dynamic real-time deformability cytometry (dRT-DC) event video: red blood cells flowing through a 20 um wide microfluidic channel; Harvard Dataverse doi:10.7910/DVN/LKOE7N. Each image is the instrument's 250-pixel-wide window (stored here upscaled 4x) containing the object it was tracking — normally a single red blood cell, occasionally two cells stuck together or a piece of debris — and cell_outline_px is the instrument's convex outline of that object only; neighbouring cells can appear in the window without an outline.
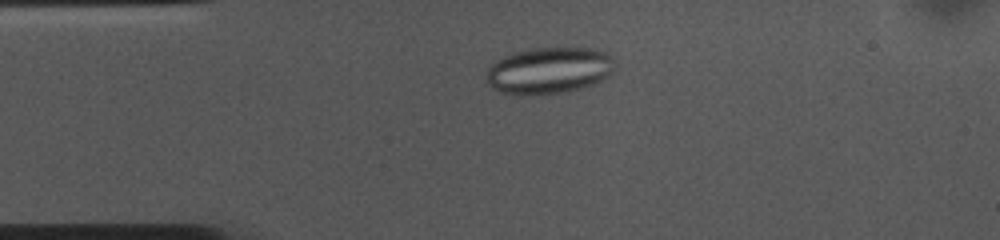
{"species": "common noctule bat (a hibernating species)", "species_latin": "Nyctalus noctula", "temperature_condition": "cold", "stored_images_in_passage": 36, "camera_frame_rate_fps": 3000, "um_per_image_px": 0.085, "animal": {"sex": "female", "body_mass_g": 10.0, "forearm_length_mm": 53.1}, "frame": {"image": 1, "passage_image": 9, "time_ms": 2.667, "image_size_px": [1000, 240], "cell_outline_px": [[616, 72], [596, 84], [568, 92], [500, 92], [492, 88], [488, 84], [488, 68], [496, 60], [512, 52], [532, 48], [596, 48], [608, 52], [616, 60]], "centroid_in_image_um": [46.8, 5.94], "position_along_channel_um": 38.2, "area_um2": 34.8}}
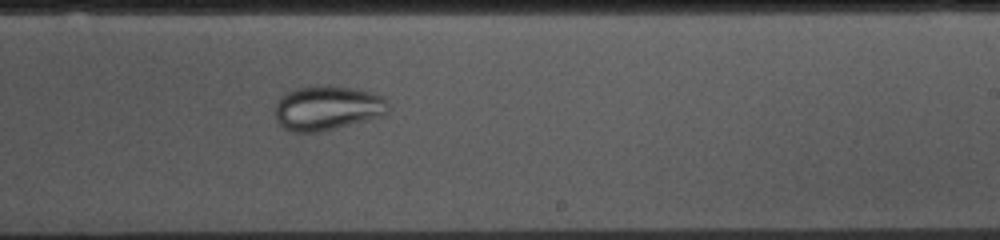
{"frame": {"image": 2, "passage_image": 29, "time_ms": 9.333, "image_size_px": [1000, 240], "cell_outline_px": [[388, 108], [384, 116], [320, 132], [292, 132], [284, 128], [276, 120], [276, 100], [288, 92], [296, 88], [320, 84], [328, 84], [352, 88], [372, 92], [384, 96], [388, 100]], "centroid_in_image_um": [27.84, 9.16], "position_along_channel_um": 261.2, "area_um2": 29.77}}
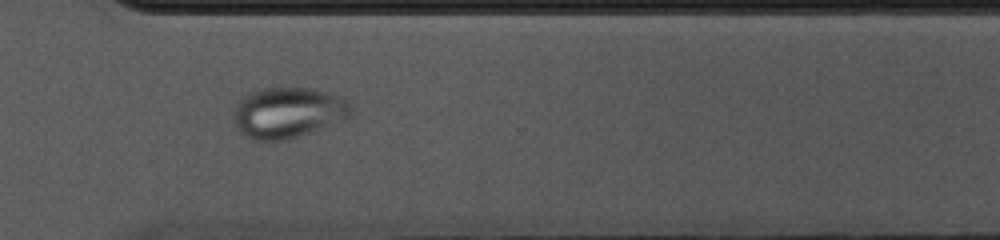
{"frame": {"image": 3, "passage_image": 36, "time_ms": 11.667, "image_size_px": [1000, 240], "cell_outline_px": [[352, 116], [344, 120], [288, 140], [256, 140], [240, 132], [232, 116], [240, 100], [244, 96], [252, 92], [264, 88], [312, 88], [328, 92], [352, 100]], "centroid_in_image_um": [24.56, 9.56], "position_along_channel_um": 346.0, "area_um2": 34.8}}